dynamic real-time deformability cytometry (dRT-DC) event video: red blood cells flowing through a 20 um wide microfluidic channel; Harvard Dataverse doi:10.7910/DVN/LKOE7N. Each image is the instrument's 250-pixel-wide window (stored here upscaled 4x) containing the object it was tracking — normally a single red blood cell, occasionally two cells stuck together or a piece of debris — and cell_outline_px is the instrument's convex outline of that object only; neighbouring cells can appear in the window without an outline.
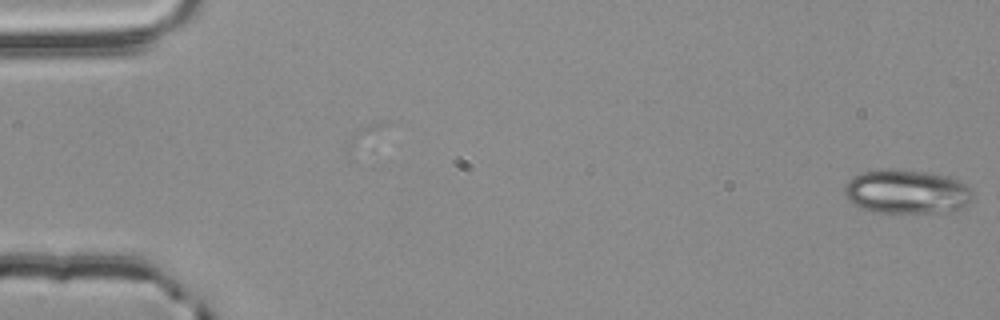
{"species": "common noctule bat (a hibernating species)", "species_latin": "Nyctalus noctula", "temperature_condition": "room temperature", "stored_images_in_passage": 49, "camera_frame_rate_fps": 3000, "um_per_image_px": 0.085, "animal": {"sex": "male", "body_mass_g": 20.4}, "frame": {"image": 1, "passage_image": 1, "time_ms": 0.0, "image_size_px": [1000, 320], "cell_outline_px": [[972, 200], [968, 204], [960, 208], [936, 212], [876, 212], [864, 208], [848, 200], [844, 196], [844, 184], [852, 176], [864, 172], [924, 172], [948, 176], [964, 184], [972, 192]], "centroid_in_image_um": [77.05, 16.33], "position_along_channel_um": 7.9, "area_um2": 31.67}}
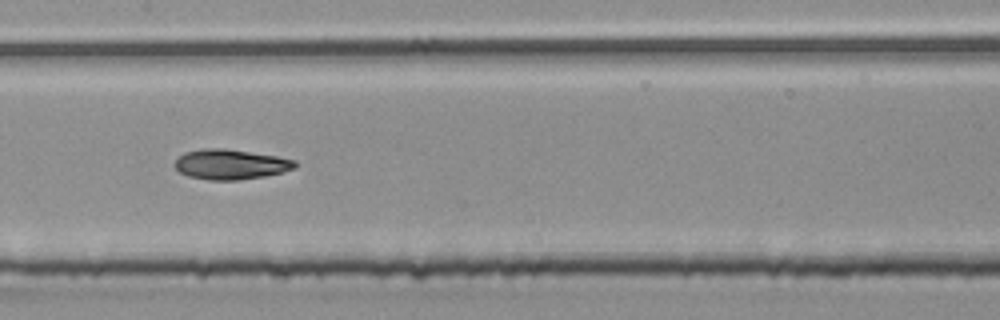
{"frame": {"image": 2, "passage_image": 28, "time_ms": 9.0, "image_size_px": [1000, 320], "cell_outline_px": [[296, 168], [284, 172], [264, 176], [240, 180], [208, 180], [188, 176], [180, 172], [172, 164], [184, 152], [204, 148], [224, 148], [276, 156], [296, 160]], "centroid_in_image_um": [19.59, 13.97], "position_along_channel_um": 187.8, "area_um2": 21.15}}
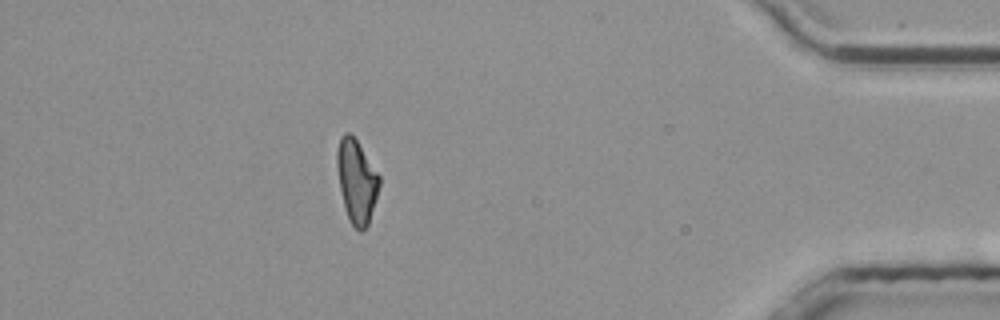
{"frame": {"image": 3, "passage_image": 49, "time_ms": 16.0, "image_size_px": [1000, 320], "cell_outline_px": [[380, 184], [368, 224], [360, 232], [352, 224], [344, 208], [340, 188], [336, 164], [336, 152], [340, 136], [344, 132], [348, 132], [356, 140], [380, 176]], "centroid_in_image_um": [30.29, 15.38], "position_along_channel_um": 404.9, "area_um2": 20.23}, "authors_computed_cell_mechanics": {"area_um2": 21.1548, "velocity_mm_per_s": 3.8154, "shape_relaxation_time_tau1_ms": null, "shape_relaxation_time_tau2_ms": 4.169, "deformation_change_tau1": null, "deformation_change_tau2": 0.0983}}